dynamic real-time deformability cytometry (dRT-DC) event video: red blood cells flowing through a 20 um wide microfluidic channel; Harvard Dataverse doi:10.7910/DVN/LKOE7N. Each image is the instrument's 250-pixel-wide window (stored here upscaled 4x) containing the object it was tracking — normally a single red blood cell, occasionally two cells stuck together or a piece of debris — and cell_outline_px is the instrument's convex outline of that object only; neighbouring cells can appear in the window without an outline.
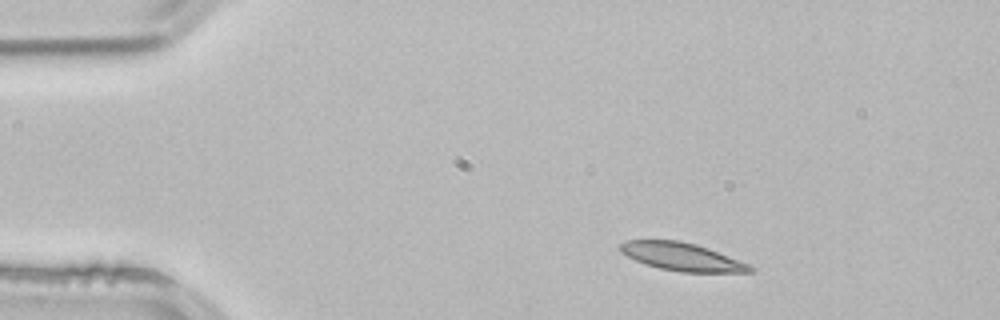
{"species": "common noctule bat (a hibernating species)", "species_latin": "Nyctalus noctula", "temperature_condition": "room temperature", "stored_images_in_passage": 2, "camera_frame_rate_fps": 3000, "um_per_image_px": 0.085, "animal": {"sex": "male", "body_mass_g": 21.5, "forearm_length_mm": 52.0}, "frame": {"image": 1, "passage_image": 1, "time_ms": 0.0, "image_size_px": [1000, 320], "cell_outline_px": [[756, 268], [752, 272], [680, 272], [660, 268], [644, 264], [620, 252], [620, 244], [628, 240], [680, 240], [696, 244], [708, 248], [748, 264]], "centroid_in_image_um": [57.96, 21.82], "position_along_channel_um": 27.0, "area_um2": 20.98}}